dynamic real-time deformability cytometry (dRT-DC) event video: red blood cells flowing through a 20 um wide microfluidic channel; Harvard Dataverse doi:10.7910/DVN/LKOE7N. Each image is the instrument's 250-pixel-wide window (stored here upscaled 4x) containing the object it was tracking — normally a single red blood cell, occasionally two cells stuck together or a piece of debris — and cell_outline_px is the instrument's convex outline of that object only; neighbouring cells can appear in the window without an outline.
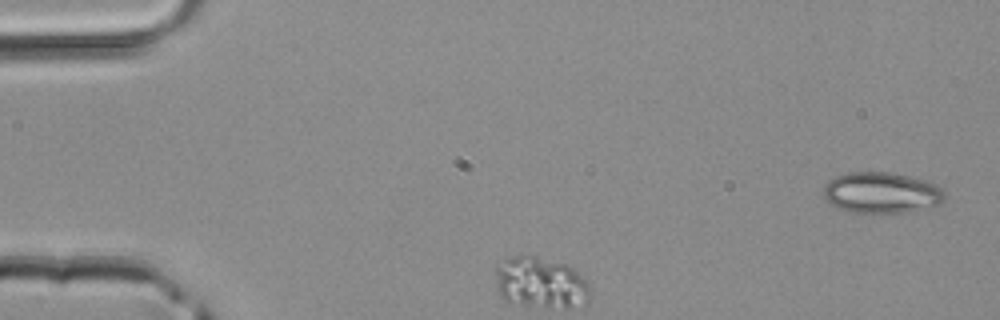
{"species": "common noctule bat (a hibernating species)", "species_latin": "Nyctalus noctula", "temperature_condition": "room temperature", "stored_images_in_passage": 3, "segment_of_instrument_passage": [1, 2], "camera_frame_rate_fps": 3000, "um_per_image_px": 0.085, "animal": {"sex": "male", "body_mass_g": 20.4}, "frame": {"image": 1, "passage_image": 1, "time_ms": 0.0, "image_size_px": [1000, 320], "cell_outline_px": [[944, 200], [940, 204], [912, 212], [852, 212], [836, 208], [828, 204], [824, 200], [824, 184], [828, 180], [836, 176], [848, 172], [892, 172], [928, 180], [944, 188]], "centroid_in_image_um": [74.93, 16.37], "position_along_channel_um": 10.1, "area_um2": 29.48}}
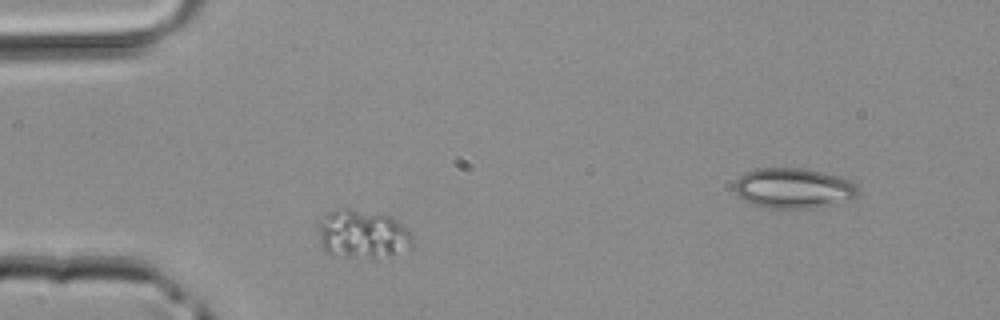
{"frame": {"image": 2, "passage_image": 2, "time_ms": 0.333, "image_size_px": [1000, 320], "cell_outline_px": [[412, 248], [388, 256], [332, 256], [324, 248], [320, 240], [316, 224], [316, 220], [328, 212], [344, 208], [348, 208], [384, 212], [392, 216], [412, 236]], "centroid_in_image_um": [30.78, 19.85], "position_along_channel_um": 54.2, "area_um2": 26.93}}